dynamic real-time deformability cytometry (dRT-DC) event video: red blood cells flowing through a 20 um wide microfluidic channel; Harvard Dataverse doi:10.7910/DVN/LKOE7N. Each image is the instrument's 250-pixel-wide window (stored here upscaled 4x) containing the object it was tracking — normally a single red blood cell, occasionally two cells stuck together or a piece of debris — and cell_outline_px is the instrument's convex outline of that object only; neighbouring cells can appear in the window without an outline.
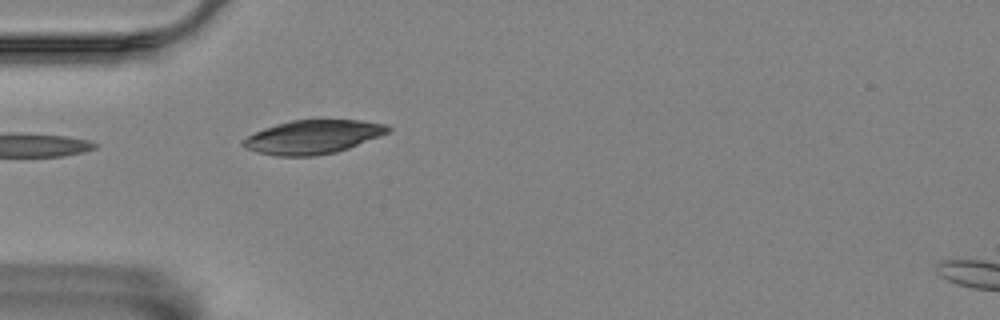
{"species": "Egyptian fruit bat (a non-hibernating species)", "species_latin": "Rousettus aegyptiacus", "temperature_condition": "room temperature", "stored_images_in_passage": 8, "camera_frame_rate_fps": 3000, "um_per_image_px": 0.085, "animal": {"sex": "female"}, "frame": {"image": 1, "passage_image": 1, "time_ms": 0.0, "image_size_px": [1000, 320], "cell_outline_px": [[392, 128], [388, 132], [380, 136], [348, 148], [336, 152], [312, 156], [276, 156], [256, 152], [244, 148], [240, 144], [240, 140], [264, 128], [276, 124], [292, 120], [360, 120], [388, 124]], "centroid_in_image_um": [26.57, 11.64], "position_along_channel_um": 58.4, "area_um2": 28.55}}